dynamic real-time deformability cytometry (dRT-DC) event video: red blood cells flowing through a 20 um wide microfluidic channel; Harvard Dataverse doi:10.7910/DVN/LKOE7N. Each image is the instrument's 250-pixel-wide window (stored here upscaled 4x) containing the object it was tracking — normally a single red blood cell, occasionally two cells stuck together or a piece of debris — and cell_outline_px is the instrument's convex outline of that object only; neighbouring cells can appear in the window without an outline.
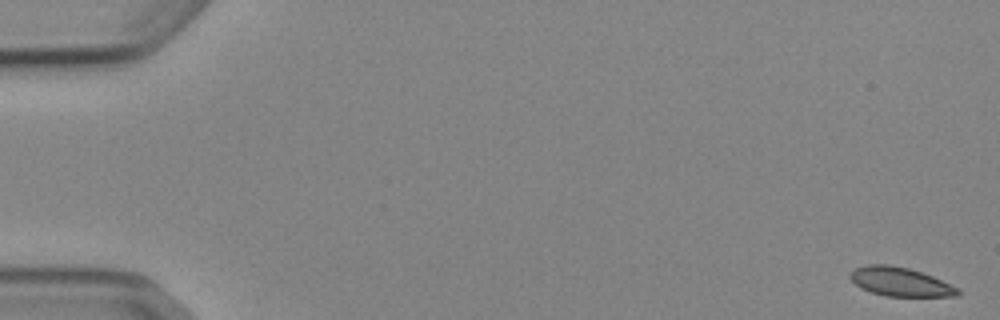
{"species": "Egyptian fruit bat (a non-hibernating species)", "species_latin": "Rousettus aegyptiacus", "temperature_condition": "cold", "stored_images_in_passage": 53, "camera_frame_rate_fps": 3000, "um_per_image_px": 0.085, "animal": {"sex": "female"}, "frame": {"image": 1, "passage_image": 1, "time_ms": 0.0, "image_size_px": [1000, 320], "cell_outline_px": [[960, 292], [956, 296], [884, 296], [860, 288], [848, 276], [856, 268], [868, 264], [888, 264], [908, 268], [932, 276], [960, 288]], "centroid_in_image_um": [76.52, 23.95], "position_along_channel_um": 8.5, "area_um2": 17.98}}
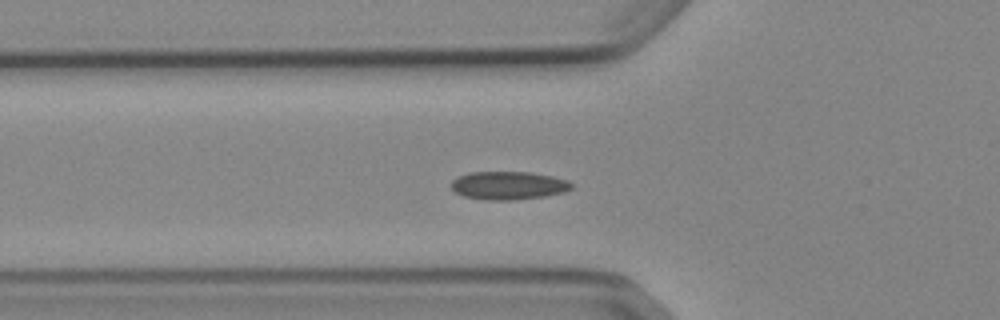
{"frame": {"image": 2, "passage_image": 19, "time_ms": 6.0, "image_size_px": [1000, 320], "cell_outline_px": [[572, 188], [564, 192], [544, 196], [512, 200], [484, 200], [464, 196], [456, 192], [452, 188], [452, 180], [468, 172], [528, 172], [552, 176], [568, 180], [572, 184]], "centroid_in_image_um": [43.22, 15.76], "position_along_channel_um": 82.6, "area_um2": 19.65}}
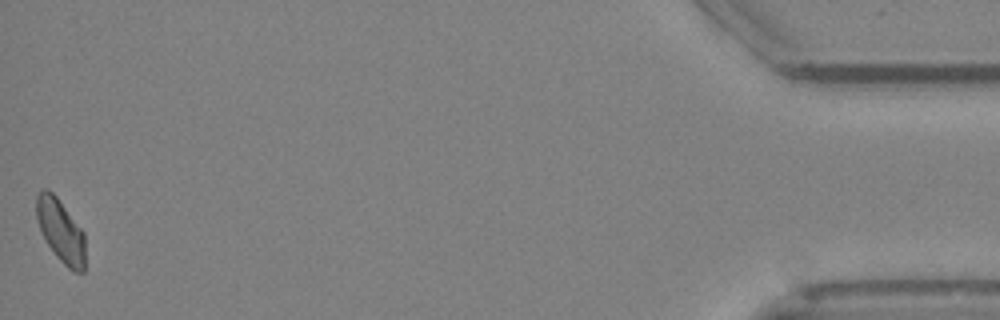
{"frame": {"image": 3, "passage_image": 53, "time_ms": 17.333, "image_size_px": [1000, 320], "cell_outline_px": [[84, 272], [72, 272], [56, 256], [48, 244], [40, 228], [36, 216], [36, 196], [40, 188], [48, 188], [56, 196], [84, 232]], "centroid_in_image_um": [5.15, 19.59], "position_along_channel_um": 430.1, "area_um2": 17.8}}